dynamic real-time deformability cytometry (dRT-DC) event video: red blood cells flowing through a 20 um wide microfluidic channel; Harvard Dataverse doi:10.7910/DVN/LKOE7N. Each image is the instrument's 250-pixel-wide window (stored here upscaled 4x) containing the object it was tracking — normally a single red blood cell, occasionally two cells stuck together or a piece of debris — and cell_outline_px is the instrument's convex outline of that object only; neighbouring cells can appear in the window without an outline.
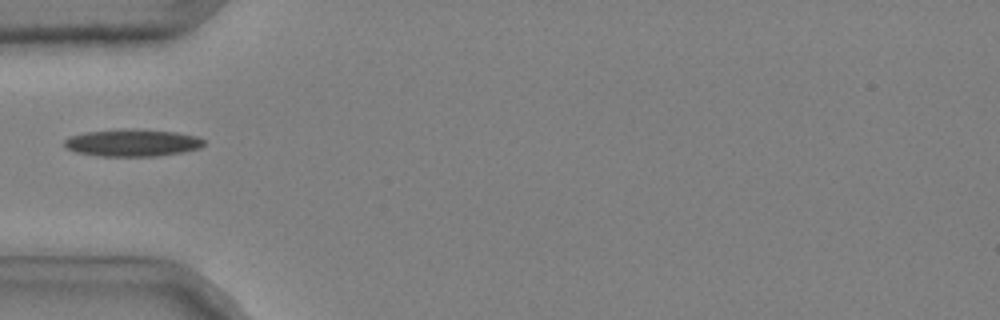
{"species": "common noctule bat (a hibernating species)", "species_latin": "Nyctalus noctula", "temperature_condition": "cold", "stored_images_in_passage": 32, "camera_frame_rate_fps": 3000, "um_per_image_px": 0.085, "animal": {"sex": "male", "body_mass_g": 20.4}, "frame": {"image": 1, "passage_image": 1, "time_ms": 0.0, "image_size_px": [1000, 320], "cell_outline_px": [[204, 144], [200, 148], [180, 152], [156, 156], [100, 156], [76, 152], [64, 148], [64, 140], [72, 136], [84, 132], [132, 128], [176, 132], [196, 136], [204, 140]], "centroid_in_image_um": [11.23, 12.13], "position_along_channel_um": 73.8, "area_um2": 22.08}}
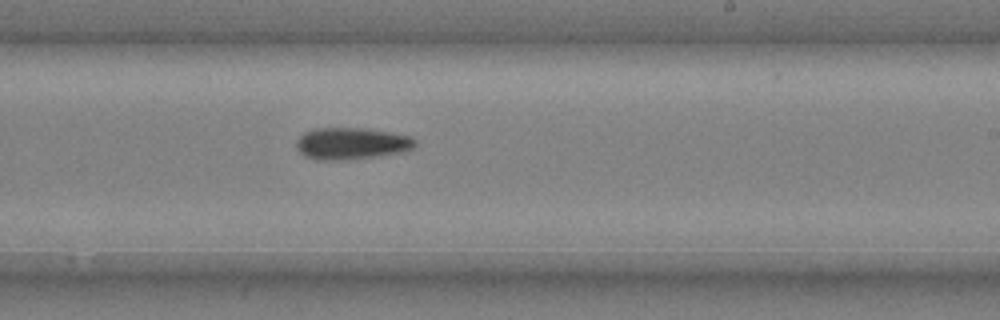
{"frame": {"image": 2, "passage_image": 16, "time_ms": 5.0, "image_size_px": [1000, 320], "cell_outline_px": [[416, 144], [412, 148], [404, 152], [380, 156], [348, 160], [316, 160], [304, 156], [300, 152], [296, 144], [296, 140], [304, 132], [316, 128], [364, 128], [412, 136], [416, 140]], "centroid_in_image_um": [29.88, 12.21], "position_along_channel_um": 259.1, "area_um2": 22.25}}
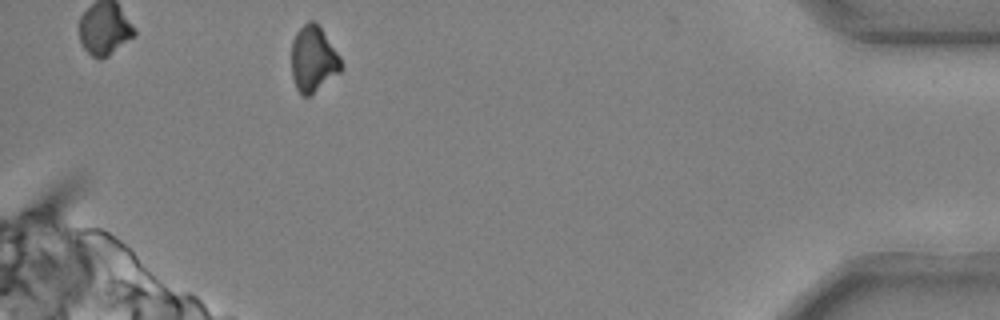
{"frame": {"image": 3, "passage_image": 32, "time_ms": 10.333, "image_size_px": [1000, 320], "cell_outline_px": [[344, 68], [340, 72], [308, 96], [304, 96], [296, 88], [292, 76], [292, 40], [296, 32], [308, 20], [316, 20], [340, 56], [344, 64]], "centroid_in_image_um": [26.65, 4.98], "position_along_channel_um": 408.6, "area_um2": 19.13}}